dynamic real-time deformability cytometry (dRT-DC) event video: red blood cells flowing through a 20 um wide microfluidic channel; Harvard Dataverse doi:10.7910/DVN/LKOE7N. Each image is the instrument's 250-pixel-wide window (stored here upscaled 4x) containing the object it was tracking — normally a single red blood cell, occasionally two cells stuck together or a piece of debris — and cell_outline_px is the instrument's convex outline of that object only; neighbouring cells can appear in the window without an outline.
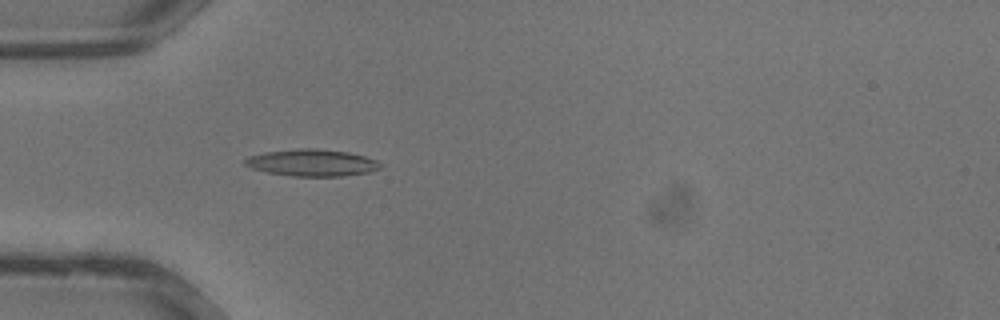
{"species": "common noctule bat (a hibernating species)", "species_latin": "Nyctalus noctula", "temperature_condition": "warm", "stored_images_in_passage": 27, "camera_frame_rate_fps": 3000, "um_per_image_px": 0.085, "animal": {"sex": "male", "body_mass_g": 13.3}, "frame": {"image": 1, "passage_image": 3, "time_ms": 0.667, "image_size_px": [1000, 320], "cell_outline_px": [[384, 168], [372, 172], [340, 176], [292, 176], [268, 172], [252, 168], [244, 164], [244, 160], [248, 156], [264, 152], [296, 148], [316, 148], [348, 152], [364, 156], [376, 160], [384, 164]], "centroid_in_image_um": [26.57, 13.83], "position_along_channel_um": 58.4, "area_um2": 21.44}}
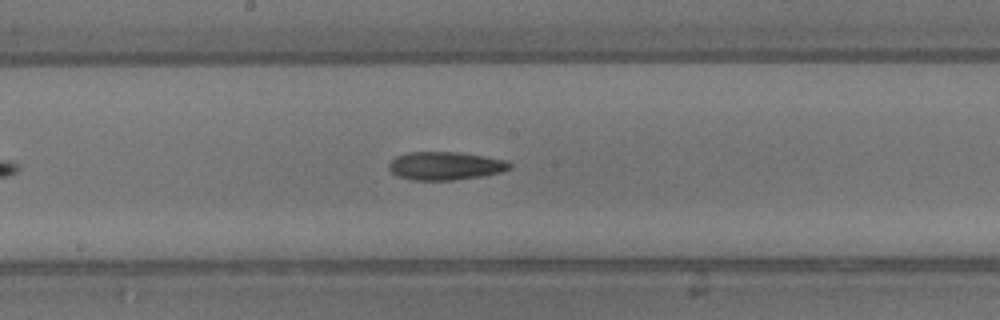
{"frame": {"image": 2, "passage_image": 11, "time_ms": 3.333, "image_size_px": [1000, 320], "cell_outline_px": [[512, 168], [500, 172], [484, 176], [452, 180], [412, 180], [396, 176], [388, 168], [388, 164], [396, 156], [408, 152], [460, 152], [484, 156], [504, 160], [512, 164]], "centroid_in_image_um": [37.84, 14.1], "position_along_channel_um": 210.4, "area_um2": 19.94}}
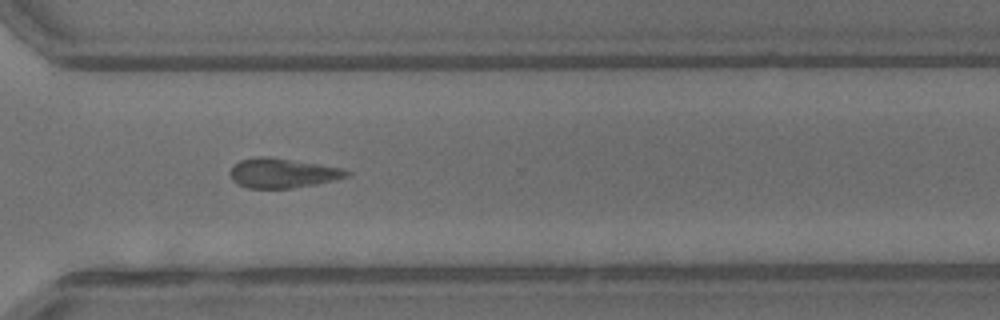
{"frame": {"image": 3, "passage_image": 18, "time_ms": 5.667, "image_size_px": [1000, 320], "cell_outline_px": [[352, 172], [348, 176], [336, 180], [316, 184], [292, 188], [248, 188], [236, 184], [232, 180], [232, 168], [240, 160], [256, 156], [268, 156], [340, 168]], "centroid_in_image_um": [24.02, 14.72], "position_along_channel_um": 346.6, "area_um2": 19.88}}